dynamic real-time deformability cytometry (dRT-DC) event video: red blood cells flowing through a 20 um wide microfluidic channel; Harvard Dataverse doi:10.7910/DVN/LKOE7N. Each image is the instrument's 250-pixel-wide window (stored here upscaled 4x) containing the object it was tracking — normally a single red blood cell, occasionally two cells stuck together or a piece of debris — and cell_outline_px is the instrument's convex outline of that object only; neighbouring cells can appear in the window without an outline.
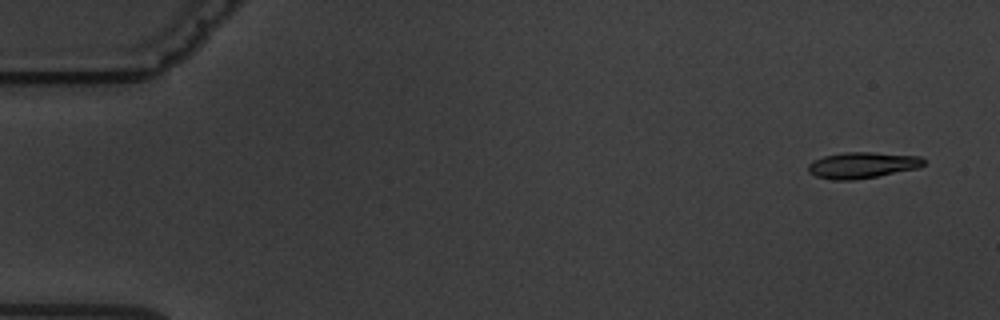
{"species": "common noctule bat (a hibernating species)", "species_latin": "Nyctalus noctula", "temperature_condition": "warm", "stored_images_in_passage": 5, "camera_frame_rate_fps": 3000, "um_per_image_px": 0.085, "animal": {"sex": "male", "body_mass_g": 19.5, "forearm_length_mm": 54.6}, "frame": {"image": 1, "passage_image": 1, "time_ms": 0.0, "image_size_px": [1000, 320], "cell_outline_px": [[924, 164], [920, 168], [876, 176], [852, 180], [832, 180], [816, 176], [808, 172], [808, 164], [812, 160], [824, 156], [844, 152], [872, 152], [920, 156], [924, 160]], "centroid_in_image_um": [73.28, 14.03], "position_along_channel_um": 11.7, "area_um2": 17.63}}
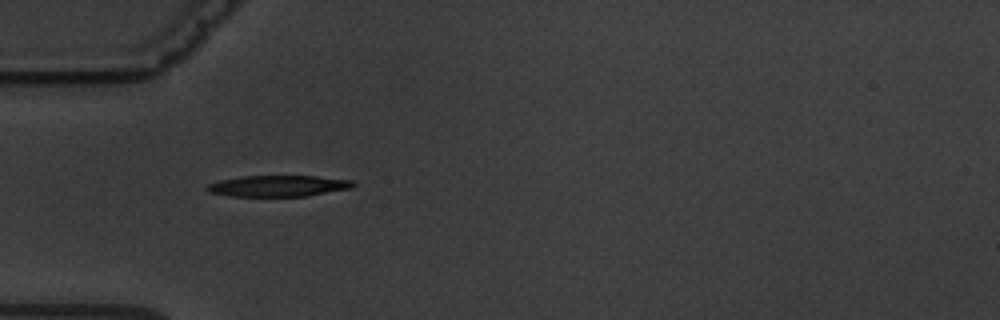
{"frame": {"image": 2, "passage_image": 5, "time_ms": 5.0, "image_size_px": [1000, 320], "cell_outline_px": [[356, 184], [352, 188], [304, 196], [228, 196], [208, 192], [204, 188], [208, 184], [220, 180], [244, 176], [316, 176], [352, 180]], "centroid_in_image_um": [23.62, 15.8], "position_along_channel_um": 61.4, "area_um2": 17.98}}